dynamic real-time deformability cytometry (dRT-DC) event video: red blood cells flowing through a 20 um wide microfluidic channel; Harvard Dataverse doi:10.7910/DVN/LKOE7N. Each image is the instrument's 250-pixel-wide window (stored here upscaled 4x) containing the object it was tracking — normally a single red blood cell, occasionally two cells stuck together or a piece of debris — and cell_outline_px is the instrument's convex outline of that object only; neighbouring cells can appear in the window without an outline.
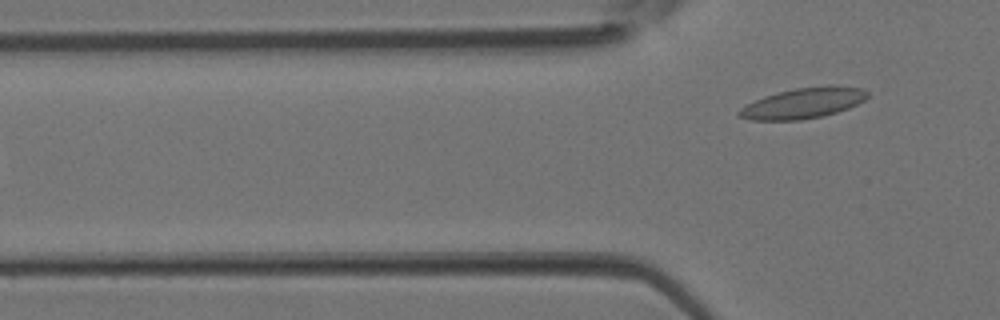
{"species": "Egyptian fruit bat (a non-hibernating species)", "species_latin": "Rousettus aegyptiacus", "temperature_condition": "room temperature", "stored_images_in_passage": 5, "camera_frame_rate_fps": 3000, "um_per_image_px": 0.085, "animal": {"sex": "female"}, "frame": {"image": 1, "passage_image": 5, "time_ms": 1.333, "image_size_px": [1000, 320], "cell_outline_px": [[868, 96], [864, 100], [848, 108], [824, 116], [800, 120], [752, 120], [736, 116], [736, 112], [740, 108], [764, 96], [796, 88], [860, 88], [868, 92]], "centroid_in_image_um": [68.18, 8.82], "position_along_channel_um": 57.6, "area_um2": 21.96}}